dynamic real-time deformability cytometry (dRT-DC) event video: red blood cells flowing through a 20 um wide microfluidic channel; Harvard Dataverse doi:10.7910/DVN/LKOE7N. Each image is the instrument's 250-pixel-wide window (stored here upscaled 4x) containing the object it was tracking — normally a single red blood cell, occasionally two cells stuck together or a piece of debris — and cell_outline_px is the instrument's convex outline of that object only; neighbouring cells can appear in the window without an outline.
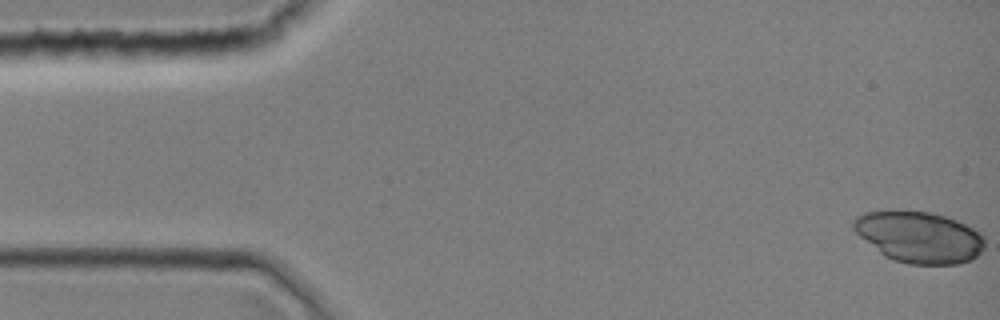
{"species": "common noctule bat (a hibernating species)", "species_latin": "Nyctalus noctula", "temperature_condition": "room temperature", "stored_images_in_passage": 29, "camera_frame_rate_fps": 3000, "um_per_image_px": 0.085, "animal": {"sex": "female", "body_mass_g": 19.0, "forearm_length_mm": 51.5}, "frame": {"image": 1, "passage_image": 1, "time_ms": 0.0, "image_size_px": [1000, 320], "cell_outline_px": [[984, 248], [972, 260], [960, 264], [908, 264], [892, 260], [884, 256], [860, 236], [852, 228], [852, 220], [856, 216], [864, 212], [892, 208], [932, 212], [956, 220], [980, 232], [984, 236]], "centroid_in_image_um": [78.09, 20.12], "position_along_channel_um": 6.9, "area_um2": 39.94}}